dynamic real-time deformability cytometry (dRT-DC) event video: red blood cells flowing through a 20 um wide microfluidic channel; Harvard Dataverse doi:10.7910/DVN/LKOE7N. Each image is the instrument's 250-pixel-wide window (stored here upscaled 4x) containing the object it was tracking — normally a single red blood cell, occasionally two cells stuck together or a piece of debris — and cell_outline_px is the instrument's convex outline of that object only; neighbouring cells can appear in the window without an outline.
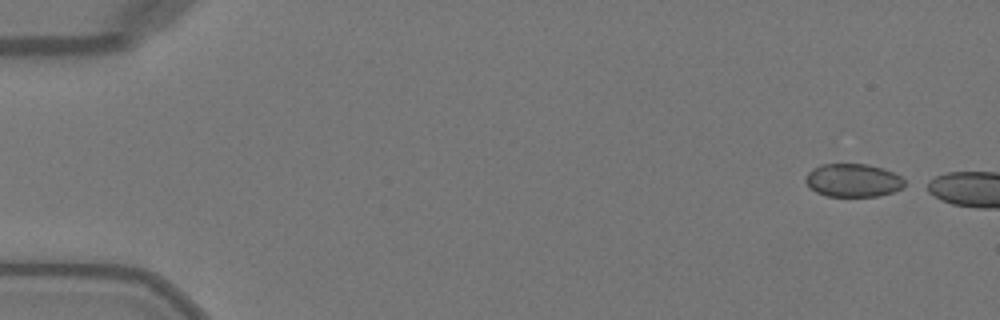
{"species": "Egyptian fruit bat (a non-hibernating species)", "species_latin": "Rousettus aegyptiacus", "temperature_condition": "warm", "stored_images_in_passage": 7, "camera_frame_rate_fps": 3000, "um_per_image_px": 0.085, "animal": {"sex": "female"}, "frame": {"image": 1, "passage_image": 1, "time_ms": 0.0, "image_size_px": [1000, 320], "cell_outline_px": [[904, 188], [892, 192], [876, 196], [828, 196], [816, 192], [804, 180], [808, 172], [812, 168], [820, 164], [868, 164], [884, 168], [900, 176], [904, 180]], "centroid_in_image_um": [72.51, 15.32], "position_along_channel_um": 12.5, "area_um2": 19.13}}